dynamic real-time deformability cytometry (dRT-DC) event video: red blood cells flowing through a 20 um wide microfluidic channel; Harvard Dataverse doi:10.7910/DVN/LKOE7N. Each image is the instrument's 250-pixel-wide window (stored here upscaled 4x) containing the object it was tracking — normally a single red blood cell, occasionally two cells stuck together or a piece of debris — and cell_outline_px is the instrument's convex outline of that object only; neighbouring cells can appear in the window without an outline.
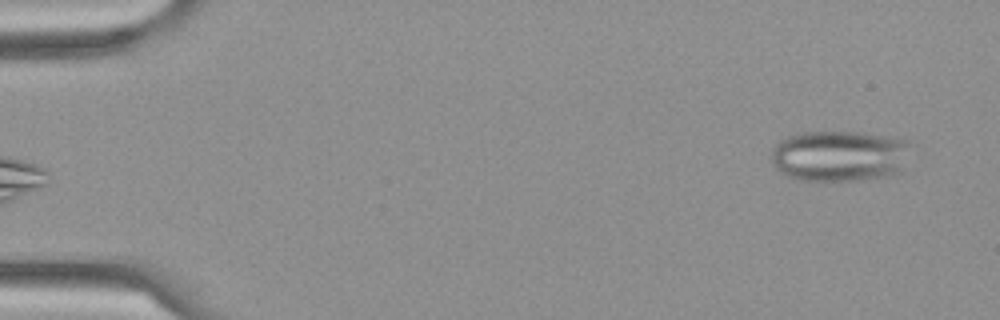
{"species": "Egyptian fruit bat (a non-hibernating species)", "species_latin": "Rousettus aegyptiacus", "temperature_condition": "cold", "stored_images_in_passage": 5, "camera_frame_rate_fps": 3000, "um_per_image_px": 0.085, "frame": {"image": 1, "passage_image": 5, "time_ms": 1.333, "image_size_px": [1000, 320], "cell_outline_px": [[908, 140], [900, 172], [888, 176], [868, 180], [800, 180], [788, 176], [780, 172], [776, 168], [772, 160], [772, 148], [780, 140], [788, 136], [804, 132], [860, 132]], "centroid_in_image_um": [71.29, 13.26], "position_along_channel_um": 13.7, "area_um2": 41.04}}